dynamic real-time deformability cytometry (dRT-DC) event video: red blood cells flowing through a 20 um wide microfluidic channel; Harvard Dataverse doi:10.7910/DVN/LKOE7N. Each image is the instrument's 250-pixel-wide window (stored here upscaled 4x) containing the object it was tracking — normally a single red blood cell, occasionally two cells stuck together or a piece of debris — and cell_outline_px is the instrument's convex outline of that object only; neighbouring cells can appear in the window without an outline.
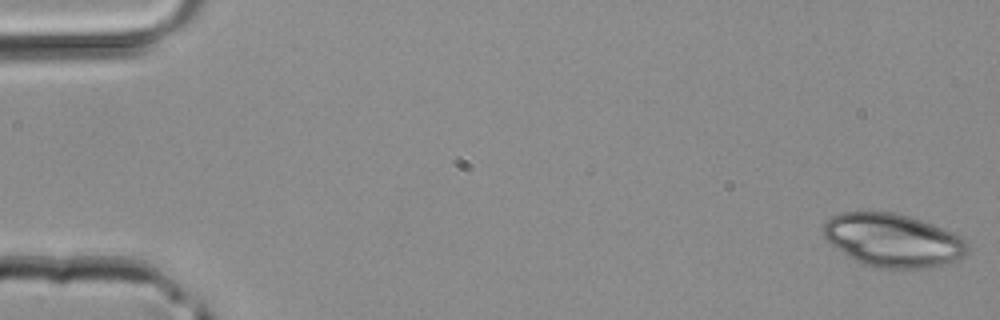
{"species": "common noctule bat (a hibernating species)", "species_latin": "Nyctalus noctula", "temperature_condition": "room temperature", "stored_images_in_passage": 12, "camera_frame_rate_fps": 3000, "um_per_image_px": 0.085, "animal": {"sex": "male", "body_mass_g": 20.4}, "frame": {"image": 1, "passage_image": 1, "time_ms": 0.0, "image_size_px": [1000, 320], "cell_outline_px": [[968, 252], [964, 256], [928, 268], [876, 268], [860, 264], [848, 256], [832, 244], [824, 236], [824, 220], [840, 212], [892, 212], [908, 216], [932, 224], [952, 232], [968, 240]], "centroid_in_image_um": [75.89, 20.42], "position_along_channel_um": 9.1, "area_um2": 44.51}}